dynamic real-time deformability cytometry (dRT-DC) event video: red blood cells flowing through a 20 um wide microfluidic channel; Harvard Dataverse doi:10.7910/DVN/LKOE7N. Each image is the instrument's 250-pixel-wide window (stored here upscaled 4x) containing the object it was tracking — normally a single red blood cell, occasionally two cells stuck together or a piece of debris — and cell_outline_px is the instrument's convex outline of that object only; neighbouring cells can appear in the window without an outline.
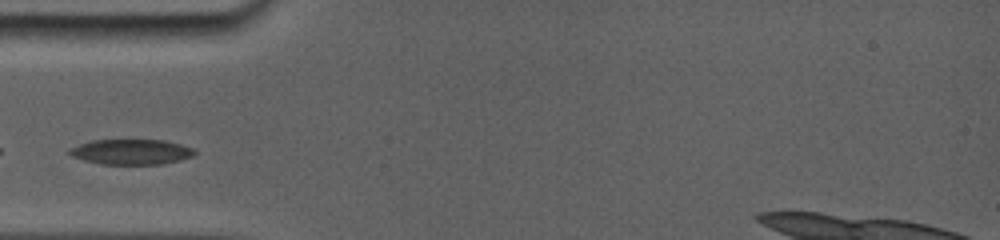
{"species": "common noctule bat (a hibernating species)", "species_latin": "Nyctalus noctula", "temperature_condition": "room temperature", "stored_images_in_passage": 5, "camera_frame_rate_fps": 5000, "um_per_image_px": 0.085, "animal": {"sex": "female", "body_mass_g": 19.0, "forearm_length_mm": 56.7}, "frame": {"image": 1, "passage_image": 1, "time_ms": 0.0, "image_size_px": [1000, 240], "cell_outline_px": [[196, 152], [192, 156], [180, 160], [160, 164], [100, 164], [84, 160], [72, 156], [68, 152], [72, 148], [80, 144], [92, 140], [164, 140], [180, 144], [192, 148]], "centroid_in_image_um": [11.16, 12.91], "position_along_channel_um": 73.8, "area_um2": 18.21}}
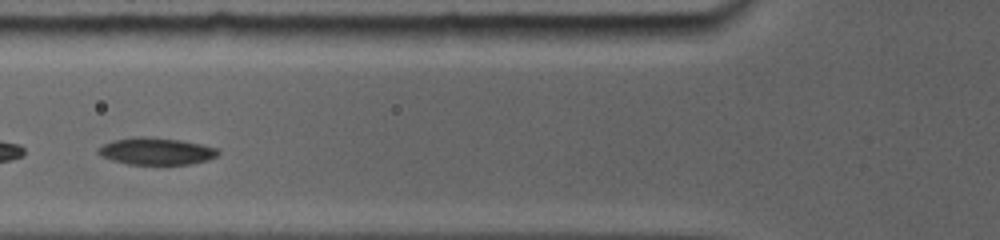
{"frame": {"image": 2, "passage_image": 2, "time_ms": 1.0, "image_size_px": [1000, 240], "cell_outline_px": [[220, 152], [216, 156], [208, 160], [188, 164], [128, 164], [112, 160], [100, 156], [96, 152], [104, 144], [116, 140], [176, 140], [216, 148]], "centroid_in_image_um": [13.29, 12.92], "position_along_channel_um": 112.5, "area_um2": 17.46}}